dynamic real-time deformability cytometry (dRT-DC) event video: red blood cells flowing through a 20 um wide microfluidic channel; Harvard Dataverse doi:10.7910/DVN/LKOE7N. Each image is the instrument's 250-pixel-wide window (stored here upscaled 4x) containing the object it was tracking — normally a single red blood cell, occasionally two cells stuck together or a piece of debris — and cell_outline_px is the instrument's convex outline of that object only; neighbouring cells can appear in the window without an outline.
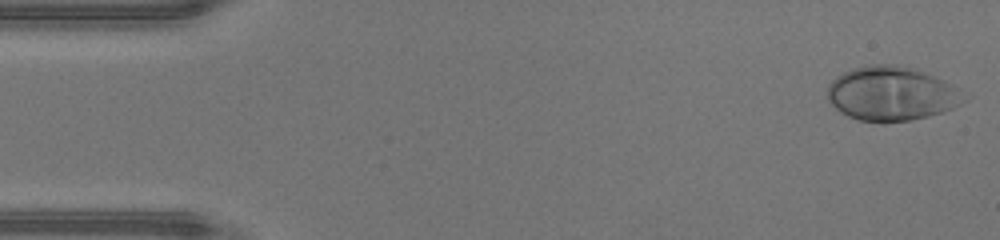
{"species": "human", "species_latin": "Homo sapiens", "temperature_condition": "warm", "stored_images_in_passage": 46, "camera_frame_rate_fps": 3000, "um_per_image_px": 0.085, "donor": {"sex": "male"}, "frame": {"image": 1, "passage_image": 1, "time_ms": 0.0, "image_size_px": [1000, 240], "cell_outline_px": [[972, 96], [968, 100], [944, 112], [912, 120], [884, 124], [860, 120], [848, 116], [840, 112], [828, 100], [828, 84], [836, 76], [852, 68], [872, 64], [896, 64], [916, 68], [944, 80]], "centroid_in_image_um": [75.83, 7.97], "position_along_channel_um": 9.2, "area_um2": 43.99}}
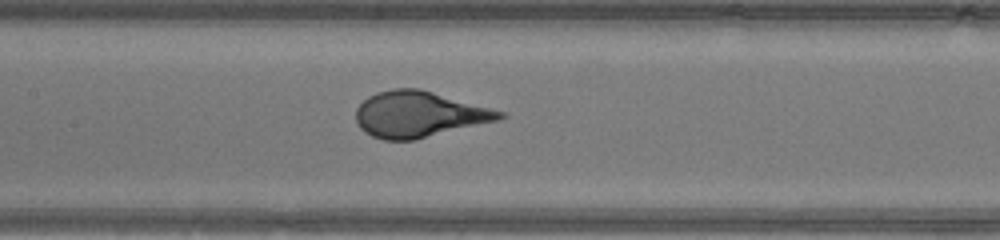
{"frame": {"image": 2, "passage_image": 21, "time_ms": 6.667, "image_size_px": [1000, 240], "cell_outline_px": [[508, 116], [500, 120], [416, 140], [384, 140], [372, 136], [364, 132], [360, 128], [356, 120], [356, 108], [368, 96], [376, 92], [392, 88], [420, 88], [504, 112]], "centroid_in_image_um": [35.61, 9.72], "position_along_channel_um": 171.8, "area_um2": 38.67}}
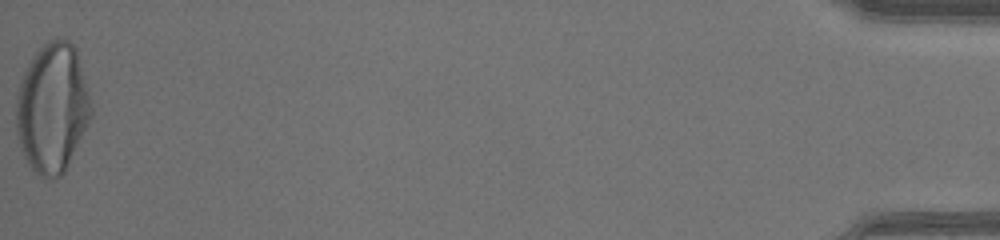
{"frame": {"image": 3, "passage_image": 46, "time_ms": 15.0, "image_size_px": [1000, 240], "cell_outline_px": [[92, 116], [64, 172], [56, 180], [48, 180], [40, 176], [28, 164], [20, 148], [16, 128], [16, 96], [20, 80], [32, 56], [48, 40], [68, 40], [76, 48], [88, 92], [92, 108]], "centroid_in_image_um": [4.43, 9.21], "position_along_channel_um": 430.8, "area_um2": 56.47}, "authors_computed_cell_mechanics": {"area_um2": 39.3329, "velocity_mm_per_s": 4.4266, "shape_relaxation_time_tau1_ms": 3.9434, "shape_relaxation_time_tau2_ms": null, "deformation_change_tau1": 0.2623, "deformation_change_tau2": null}}